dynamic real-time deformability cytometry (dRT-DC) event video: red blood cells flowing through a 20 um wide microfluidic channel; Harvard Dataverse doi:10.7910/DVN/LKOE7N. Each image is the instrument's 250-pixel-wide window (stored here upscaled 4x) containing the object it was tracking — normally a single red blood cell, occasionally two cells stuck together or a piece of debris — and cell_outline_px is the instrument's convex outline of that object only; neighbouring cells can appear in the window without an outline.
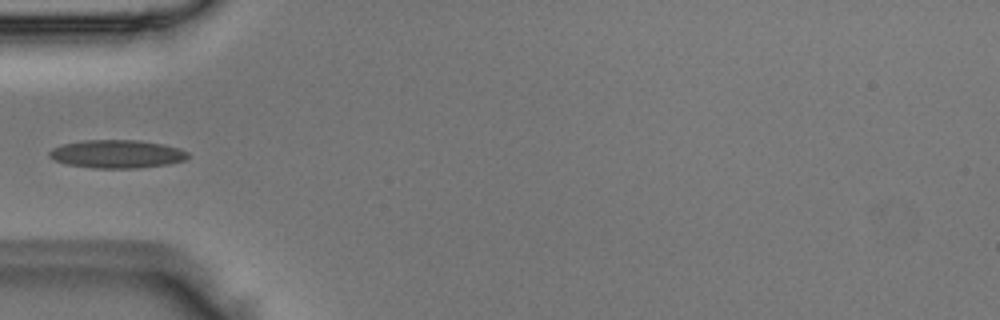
{"species": "Egyptian fruit bat (a non-hibernating species)", "species_latin": "Rousettus aegyptiacus", "temperature_condition": "room temperature", "stored_images_in_passage": 5, "camera_frame_rate_fps": 3000, "um_per_image_px": 0.085, "animal": {"sex": "male"}, "frame": {"image": 1, "passage_image": 5, "time_ms": 1.333, "image_size_px": [1000, 320], "cell_outline_px": [[188, 156], [184, 160], [168, 164], [140, 168], [92, 168], [68, 164], [52, 160], [48, 156], [48, 152], [52, 148], [64, 144], [84, 140], [140, 140], [164, 144], [180, 148], [188, 152]], "centroid_in_image_um": [9.93, 13.09], "position_along_channel_um": 75.1, "area_um2": 22.89}}